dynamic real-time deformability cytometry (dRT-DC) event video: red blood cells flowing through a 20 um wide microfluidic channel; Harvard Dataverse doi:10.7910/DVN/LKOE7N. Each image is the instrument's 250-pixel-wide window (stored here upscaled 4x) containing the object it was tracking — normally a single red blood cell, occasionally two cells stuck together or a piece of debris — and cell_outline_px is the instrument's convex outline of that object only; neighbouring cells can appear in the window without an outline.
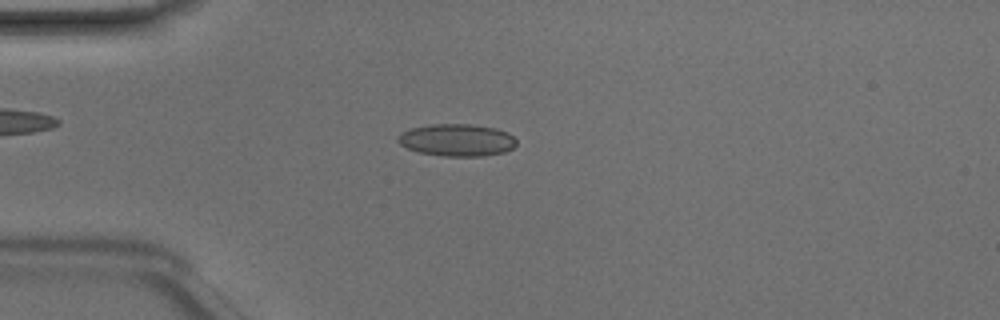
{"species": "Egyptian fruit bat (a non-hibernating species)", "species_latin": "Rousettus aegyptiacus", "temperature_condition": "room temperature", "stored_images_in_passage": 41, "camera_frame_rate_fps": 3000, "um_per_image_px": 0.085, "animal": {"sex": "male"}, "frame": {"image": 1, "passage_image": 6, "time_ms": 1.667, "image_size_px": [1000, 320], "cell_outline_px": [[516, 144], [512, 148], [504, 152], [484, 156], [444, 156], [416, 152], [400, 144], [396, 140], [396, 136], [400, 132], [412, 128], [432, 124], [472, 124], [496, 128], [508, 132], [516, 140]], "centroid_in_image_um": [38.81, 11.9], "position_along_channel_um": 46.2, "area_um2": 22.43}}
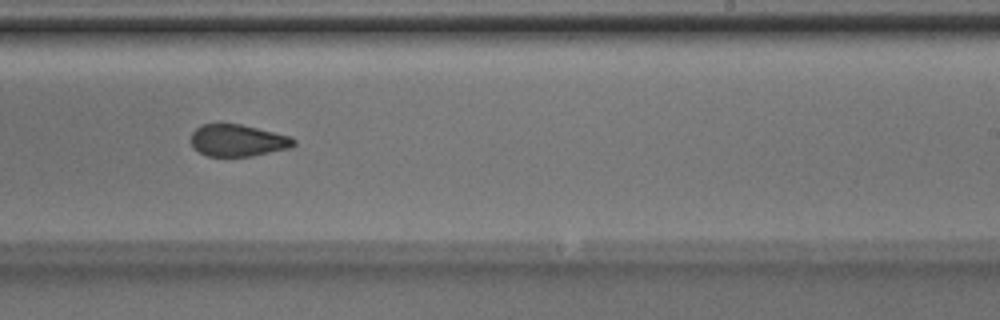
{"frame": {"image": 2, "passage_image": 23, "time_ms": 7.333, "image_size_px": [1000, 320], "cell_outline_px": [[296, 144], [292, 148], [252, 156], [208, 156], [192, 148], [192, 132], [200, 124], [240, 124], [292, 136], [296, 140]], "centroid_in_image_um": [20.25, 11.94], "position_along_channel_um": 268.8, "area_um2": 19.25}}
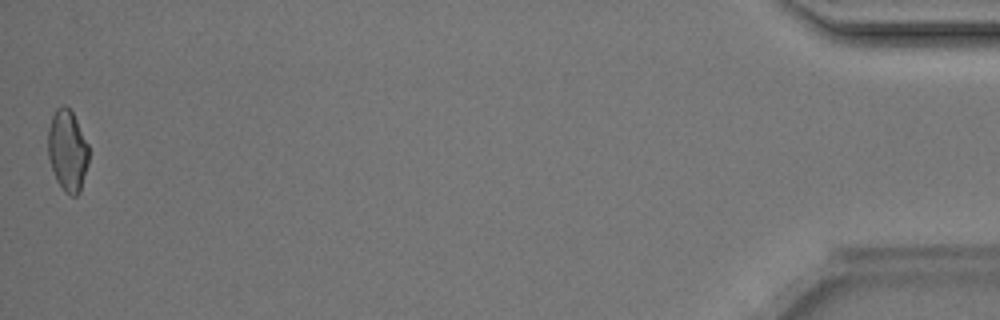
{"frame": {"image": 3, "passage_image": 41, "time_ms": 13.333, "image_size_px": [1000, 320], "cell_outline_px": [[88, 164], [80, 192], [76, 196], [72, 196], [64, 192], [56, 180], [48, 156], [48, 128], [52, 116], [56, 108], [64, 104], [72, 112], [88, 144]], "centroid_in_image_um": [5.73, 12.82], "position_along_channel_um": 429.5, "area_um2": 19.31}, "authors_computed_cell_mechanics": {"area_um2": 20.23, "velocity_mm_per_s": 4.2392, "shape_relaxation_time_tau1_ms": 3.9371, "shape_relaxation_time_tau2_ms": 2.1828, "deformation_change_tau1": 0.1128, "deformation_change_tau2": 0.0737}}